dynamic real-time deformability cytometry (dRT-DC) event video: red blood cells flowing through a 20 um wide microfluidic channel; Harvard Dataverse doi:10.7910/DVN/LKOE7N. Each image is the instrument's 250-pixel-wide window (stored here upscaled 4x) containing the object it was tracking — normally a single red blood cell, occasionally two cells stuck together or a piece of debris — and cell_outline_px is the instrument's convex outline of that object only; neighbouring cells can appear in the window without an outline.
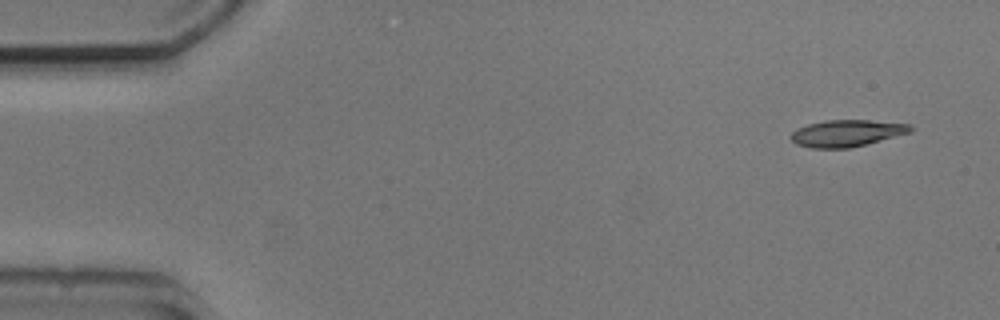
{"species": "common noctule bat (a hibernating species)", "species_latin": "Nyctalus noctula", "temperature_condition": "cold", "stored_images_in_passage": 4, "camera_frame_rate_fps": 3000, "um_per_image_px": 0.085, "animal": {"sex": "male", "body_mass_g": 20.5, "forearm_length_mm": 52.5}, "frame": {"image": 1, "passage_image": 1, "time_ms": 0.0, "image_size_px": [1000, 320], "cell_outline_px": [[912, 132], [848, 148], [812, 148], [796, 144], [788, 136], [796, 128], [808, 124], [824, 120], [868, 120], [912, 124]], "centroid_in_image_um": [71.94, 11.31], "position_along_channel_um": 13.1, "area_um2": 18.61}}
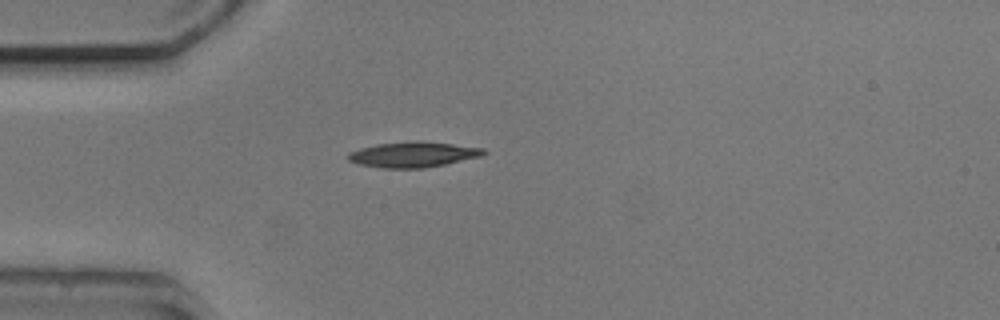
{"frame": {"image": 2, "passage_image": 4, "time_ms": 3.667, "image_size_px": [1000, 320], "cell_outline_px": [[488, 152], [480, 156], [444, 164], [424, 168], [380, 168], [360, 164], [348, 160], [348, 152], [360, 148], [376, 144], [412, 140], [424, 140], [484, 148]], "centroid_in_image_um": [35.1, 13.11], "position_along_channel_um": 49.9, "area_um2": 20.23}}